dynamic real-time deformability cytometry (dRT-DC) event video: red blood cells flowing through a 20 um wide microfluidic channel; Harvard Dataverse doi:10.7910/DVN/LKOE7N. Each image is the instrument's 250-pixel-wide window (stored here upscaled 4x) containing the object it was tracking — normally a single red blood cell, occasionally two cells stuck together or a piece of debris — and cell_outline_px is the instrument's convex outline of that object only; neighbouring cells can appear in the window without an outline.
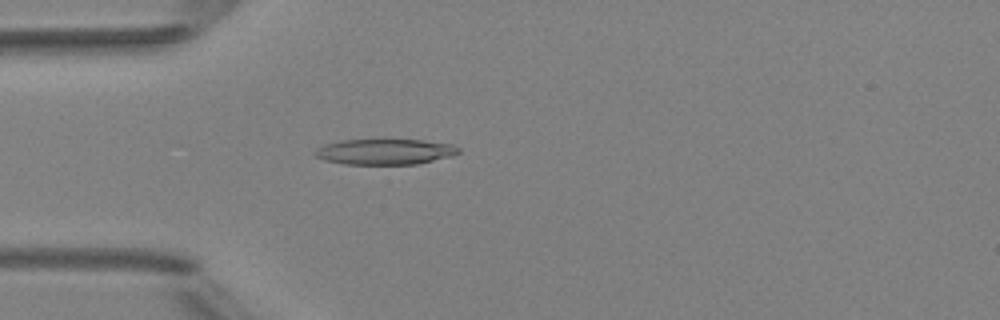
{"species": "Egyptian fruit bat (a non-hibernating species)", "species_latin": "Rousettus aegyptiacus", "temperature_condition": "room temperature", "stored_images_in_passage": 5, "camera_frame_rate_fps": 3000, "um_per_image_px": 0.085, "animal": {"sex": "female"}, "frame": {"image": 1, "passage_image": 5, "time_ms": 4.667, "image_size_px": [1000, 320], "cell_outline_px": [[460, 152], [452, 156], [416, 164], [344, 164], [324, 160], [316, 156], [312, 152], [316, 148], [324, 144], [340, 140], [384, 136], [424, 140], [452, 144], [460, 148]], "centroid_in_image_um": [32.69, 12.83], "position_along_channel_um": 52.3, "area_um2": 22.72}}